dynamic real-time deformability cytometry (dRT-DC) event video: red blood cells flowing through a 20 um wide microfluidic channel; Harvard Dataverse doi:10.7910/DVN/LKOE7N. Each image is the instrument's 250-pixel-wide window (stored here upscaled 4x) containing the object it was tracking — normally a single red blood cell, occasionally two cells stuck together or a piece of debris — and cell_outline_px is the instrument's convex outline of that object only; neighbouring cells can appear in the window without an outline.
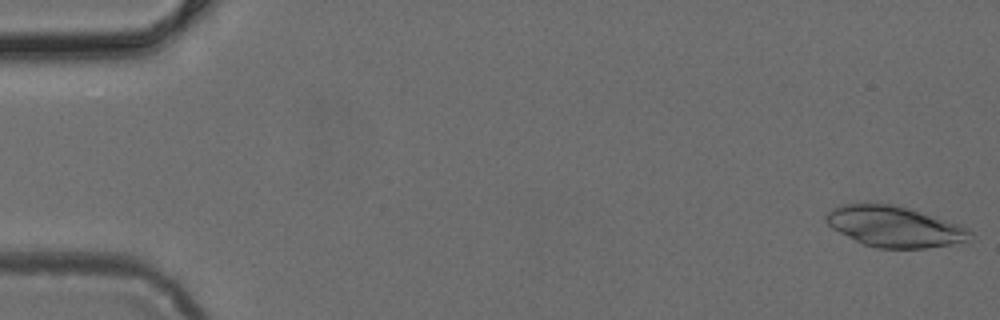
{"species": "common noctule bat (a hibernating species)", "species_latin": "Nyctalus noctula", "temperature_condition": "cold", "stored_images_in_passage": 6, "camera_frame_rate_fps": 3000, "um_per_image_px": 0.085, "animal": {"sex": "female", "body_mass_g": 24.6, "forearm_length_mm": 56.2}, "frame": {"image": 1, "passage_image": 1, "time_ms": 0.0, "image_size_px": [1000, 320], "cell_outline_px": [[972, 232], [964, 240], [948, 244], [924, 248], [876, 248], [864, 244], [832, 228], [824, 220], [824, 216], [832, 208], [844, 204], [892, 204], [908, 208], [960, 224], [968, 228]], "centroid_in_image_um": [75.98, 19.25], "position_along_channel_um": 9.0, "area_um2": 33.58}}